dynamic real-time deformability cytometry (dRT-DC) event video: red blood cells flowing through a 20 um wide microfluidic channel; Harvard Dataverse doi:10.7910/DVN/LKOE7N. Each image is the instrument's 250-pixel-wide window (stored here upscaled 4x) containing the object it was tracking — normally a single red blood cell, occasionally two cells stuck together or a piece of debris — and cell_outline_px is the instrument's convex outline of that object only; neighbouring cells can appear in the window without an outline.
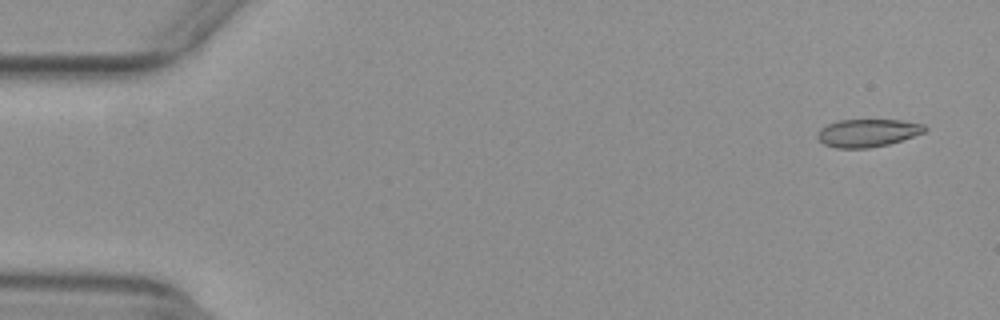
{"species": "common noctule bat (a hibernating species)", "species_latin": "Nyctalus noctula", "temperature_condition": "warm", "stored_images_in_passage": 53, "camera_frame_rate_fps": 3000, "um_per_image_px": 0.085, "animal": {"sex": "female", "body_mass_g": 29.2, "forearm_length_mm": 56.3}, "frame": {"image": 1, "passage_image": 3, "time_ms": 0.667, "image_size_px": [1000, 320], "cell_outline_px": [[928, 128], [924, 132], [888, 144], [868, 148], [836, 148], [824, 144], [816, 136], [820, 128], [836, 120], [900, 120], [924, 124]], "centroid_in_image_um": [73.72, 11.29], "position_along_channel_um": 11.3, "area_um2": 17.28}}
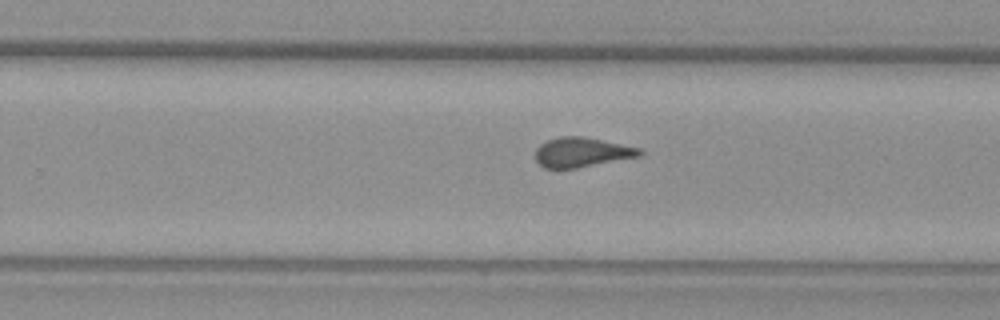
{"frame": {"image": 2, "passage_image": 34, "time_ms": 11.0, "image_size_px": [1000, 320], "cell_outline_px": [[644, 152], [640, 156], [576, 168], [544, 168], [536, 160], [536, 148], [540, 144], [548, 140], [560, 136], [584, 136], [640, 148]], "centroid_in_image_um": [49.45, 12.93], "position_along_channel_um": 280.4, "area_um2": 17.92}}
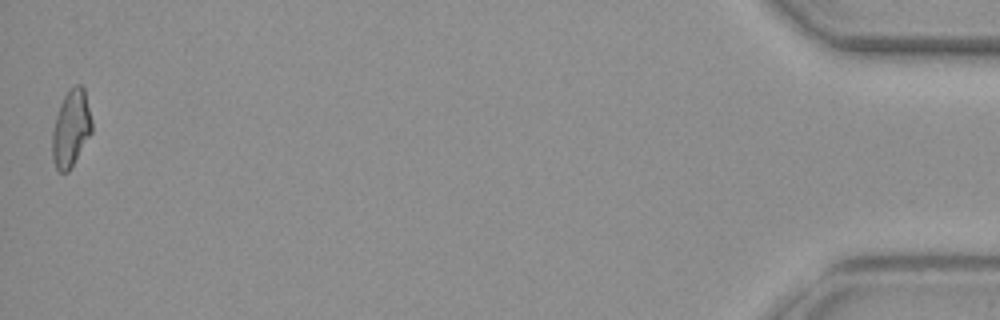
{"frame": {"image": 3, "passage_image": 53, "time_ms": 17.333, "image_size_px": [1000, 320], "cell_outline_px": [[92, 132], [68, 172], [60, 172], [56, 168], [52, 156], [52, 132], [56, 116], [60, 104], [64, 96], [76, 84], [80, 84], [84, 88], [92, 120]], "centroid_in_image_um": [6.04, 10.92], "position_along_channel_um": 429.2, "area_um2": 17.51}, "authors_computed_cell_mechanics": {"area_um2": 18.0914, "velocity_mm_per_s": 3.9236, "shape_relaxation_time_tau1_ms": null, "shape_relaxation_time_tau2_ms": 1.2601, "deformation_change_tau1": null, "deformation_change_tau2": 0.0425}}